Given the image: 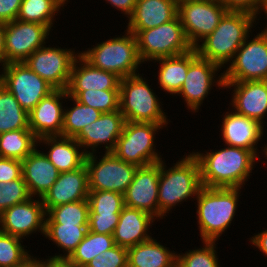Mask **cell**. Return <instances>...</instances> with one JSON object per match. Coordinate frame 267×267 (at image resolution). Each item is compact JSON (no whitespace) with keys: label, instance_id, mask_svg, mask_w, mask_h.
Instances as JSON below:
<instances>
[{"label":"cell","instance_id":"obj_1","mask_svg":"<svg viewBox=\"0 0 267 267\" xmlns=\"http://www.w3.org/2000/svg\"><path fill=\"white\" fill-rule=\"evenodd\" d=\"M200 167V180L203 187L241 188L252 175L258 158L251 150L225 146L217 151L192 152Z\"/></svg>","mask_w":267,"mask_h":267},{"label":"cell","instance_id":"obj_2","mask_svg":"<svg viewBox=\"0 0 267 267\" xmlns=\"http://www.w3.org/2000/svg\"><path fill=\"white\" fill-rule=\"evenodd\" d=\"M256 20L259 19L249 12L228 11L214 31L195 47L198 55L225 68L252 33Z\"/></svg>","mask_w":267,"mask_h":267},{"label":"cell","instance_id":"obj_3","mask_svg":"<svg viewBox=\"0 0 267 267\" xmlns=\"http://www.w3.org/2000/svg\"><path fill=\"white\" fill-rule=\"evenodd\" d=\"M241 188L201 187L197 196V220L202 241H217L230 227Z\"/></svg>","mask_w":267,"mask_h":267},{"label":"cell","instance_id":"obj_4","mask_svg":"<svg viewBox=\"0 0 267 267\" xmlns=\"http://www.w3.org/2000/svg\"><path fill=\"white\" fill-rule=\"evenodd\" d=\"M182 158L168 169H166V163L163 160L160 161L159 219H163V216L177 204H182L181 202H186L191 197L196 198L194 196H197L202 187L197 159L192 153Z\"/></svg>","mask_w":267,"mask_h":267},{"label":"cell","instance_id":"obj_5","mask_svg":"<svg viewBox=\"0 0 267 267\" xmlns=\"http://www.w3.org/2000/svg\"><path fill=\"white\" fill-rule=\"evenodd\" d=\"M79 54L92 66L112 72L121 79L138 75V67L143 63L139 56L136 37L128 30L122 37L110 38Z\"/></svg>","mask_w":267,"mask_h":267},{"label":"cell","instance_id":"obj_6","mask_svg":"<svg viewBox=\"0 0 267 267\" xmlns=\"http://www.w3.org/2000/svg\"><path fill=\"white\" fill-rule=\"evenodd\" d=\"M141 74L120 81L119 110L125 121L168 124L159 98Z\"/></svg>","mask_w":267,"mask_h":267},{"label":"cell","instance_id":"obj_7","mask_svg":"<svg viewBox=\"0 0 267 267\" xmlns=\"http://www.w3.org/2000/svg\"><path fill=\"white\" fill-rule=\"evenodd\" d=\"M167 124L125 121L112 153L122 161L144 167L158 163L161 155L155 150V134Z\"/></svg>","mask_w":267,"mask_h":267},{"label":"cell","instance_id":"obj_8","mask_svg":"<svg viewBox=\"0 0 267 267\" xmlns=\"http://www.w3.org/2000/svg\"><path fill=\"white\" fill-rule=\"evenodd\" d=\"M135 37L142 62L178 56L193 49L185 36L178 15L167 23L139 31Z\"/></svg>","mask_w":267,"mask_h":267},{"label":"cell","instance_id":"obj_9","mask_svg":"<svg viewBox=\"0 0 267 267\" xmlns=\"http://www.w3.org/2000/svg\"><path fill=\"white\" fill-rule=\"evenodd\" d=\"M104 153L101 159L94 153L86 155L89 190L124 194L133 181L138 166L122 161L112 152Z\"/></svg>","mask_w":267,"mask_h":267},{"label":"cell","instance_id":"obj_10","mask_svg":"<svg viewBox=\"0 0 267 267\" xmlns=\"http://www.w3.org/2000/svg\"><path fill=\"white\" fill-rule=\"evenodd\" d=\"M228 11L219 0H189L178 3L177 15L189 44L195 48Z\"/></svg>","mask_w":267,"mask_h":267},{"label":"cell","instance_id":"obj_11","mask_svg":"<svg viewBox=\"0 0 267 267\" xmlns=\"http://www.w3.org/2000/svg\"><path fill=\"white\" fill-rule=\"evenodd\" d=\"M245 39L229 67L223 71L224 82L267 80V32Z\"/></svg>","mask_w":267,"mask_h":267},{"label":"cell","instance_id":"obj_12","mask_svg":"<svg viewBox=\"0 0 267 267\" xmlns=\"http://www.w3.org/2000/svg\"><path fill=\"white\" fill-rule=\"evenodd\" d=\"M0 83L13 94L20 106L29 113L54 88L33 72L24 62L1 67Z\"/></svg>","mask_w":267,"mask_h":267},{"label":"cell","instance_id":"obj_13","mask_svg":"<svg viewBox=\"0 0 267 267\" xmlns=\"http://www.w3.org/2000/svg\"><path fill=\"white\" fill-rule=\"evenodd\" d=\"M219 69L221 70V67L218 64L201 58L195 48L189 51V68L186 79L177 95L181 94L187 108L192 112H198L199 106L202 105L203 100L210 94V90L215 84L219 89L220 87L224 89L223 73H220L218 79L215 77Z\"/></svg>","mask_w":267,"mask_h":267},{"label":"cell","instance_id":"obj_14","mask_svg":"<svg viewBox=\"0 0 267 267\" xmlns=\"http://www.w3.org/2000/svg\"><path fill=\"white\" fill-rule=\"evenodd\" d=\"M79 52L75 50L43 46L35 50L24 63L54 89L66 90L71 68Z\"/></svg>","mask_w":267,"mask_h":267},{"label":"cell","instance_id":"obj_15","mask_svg":"<svg viewBox=\"0 0 267 267\" xmlns=\"http://www.w3.org/2000/svg\"><path fill=\"white\" fill-rule=\"evenodd\" d=\"M50 35L46 25L14 20L5 24V64L24 62L43 47Z\"/></svg>","mask_w":267,"mask_h":267},{"label":"cell","instance_id":"obj_16","mask_svg":"<svg viewBox=\"0 0 267 267\" xmlns=\"http://www.w3.org/2000/svg\"><path fill=\"white\" fill-rule=\"evenodd\" d=\"M13 205L0 214V231L24 239L36 231L44 235L46 211L42 199Z\"/></svg>","mask_w":267,"mask_h":267},{"label":"cell","instance_id":"obj_17","mask_svg":"<svg viewBox=\"0 0 267 267\" xmlns=\"http://www.w3.org/2000/svg\"><path fill=\"white\" fill-rule=\"evenodd\" d=\"M159 175L160 161L138 167L133 181L123 194L124 206L142 210L159 219Z\"/></svg>","mask_w":267,"mask_h":267},{"label":"cell","instance_id":"obj_18","mask_svg":"<svg viewBox=\"0 0 267 267\" xmlns=\"http://www.w3.org/2000/svg\"><path fill=\"white\" fill-rule=\"evenodd\" d=\"M67 98L66 90L54 89L28 113L29 129L38 139L62 136L65 108L61 101Z\"/></svg>","mask_w":267,"mask_h":267},{"label":"cell","instance_id":"obj_19","mask_svg":"<svg viewBox=\"0 0 267 267\" xmlns=\"http://www.w3.org/2000/svg\"><path fill=\"white\" fill-rule=\"evenodd\" d=\"M125 119L120 110L111 113H102L100 117L86 125L74 138L88 155L97 151L98 146L104 145L106 151L115 149L118 138L122 133ZM90 150H87V149Z\"/></svg>","mask_w":267,"mask_h":267},{"label":"cell","instance_id":"obj_20","mask_svg":"<svg viewBox=\"0 0 267 267\" xmlns=\"http://www.w3.org/2000/svg\"><path fill=\"white\" fill-rule=\"evenodd\" d=\"M227 87L234 89L232 110L263 125L267 114V80L224 82V88Z\"/></svg>","mask_w":267,"mask_h":267},{"label":"cell","instance_id":"obj_21","mask_svg":"<svg viewBox=\"0 0 267 267\" xmlns=\"http://www.w3.org/2000/svg\"><path fill=\"white\" fill-rule=\"evenodd\" d=\"M89 195L86 165L67 172H61L56 182L41 198L45 211L61 204L85 200Z\"/></svg>","mask_w":267,"mask_h":267},{"label":"cell","instance_id":"obj_22","mask_svg":"<svg viewBox=\"0 0 267 267\" xmlns=\"http://www.w3.org/2000/svg\"><path fill=\"white\" fill-rule=\"evenodd\" d=\"M223 116L220 130L225 145L251 150L259 158L257 144L263 136L264 125L234 110Z\"/></svg>","mask_w":267,"mask_h":267},{"label":"cell","instance_id":"obj_23","mask_svg":"<svg viewBox=\"0 0 267 267\" xmlns=\"http://www.w3.org/2000/svg\"><path fill=\"white\" fill-rule=\"evenodd\" d=\"M177 13L176 0H137L126 30L136 35L173 20Z\"/></svg>","mask_w":267,"mask_h":267},{"label":"cell","instance_id":"obj_24","mask_svg":"<svg viewBox=\"0 0 267 267\" xmlns=\"http://www.w3.org/2000/svg\"><path fill=\"white\" fill-rule=\"evenodd\" d=\"M155 220L157 219L147 212L124 206L113 233L114 243L128 249L151 239L148 231Z\"/></svg>","mask_w":267,"mask_h":267},{"label":"cell","instance_id":"obj_25","mask_svg":"<svg viewBox=\"0 0 267 267\" xmlns=\"http://www.w3.org/2000/svg\"><path fill=\"white\" fill-rule=\"evenodd\" d=\"M22 177L32 197L42 198L56 182L59 171L44 152L35 149L22 161Z\"/></svg>","mask_w":267,"mask_h":267},{"label":"cell","instance_id":"obj_26","mask_svg":"<svg viewBox=\"0 0 267 267\" xmlns=\"http://www.w3.org/2000/svg\"><path fill=\"white\" fill-rule=\"evenodd\" d=\"M120 81L116 74L92 66L79 54L73 62L66 91L119 90Z\"/></svg>","mask_w":267,"mask_h":267},{"label":"cell","instance_id":"obj_27","mask_svg":"<svg viewBox=\"0 0 267 267\" xmlns=\"http://www.w3.org/2000/svg\"><path fill=\"white\" fill-rule=\"evenodd\" d=\"M38 143L39 146L43 143L50 147L44 154L60 173L76 170L85 164L87 154L74 138L45 136L39 138Z\"/></svg>","mask_w":267,"mask_h":267},{"label":"cell","instance_id":"obj_28","mask_svg":"<svg viewBox=\"0 0 267 267\" xmlns=\"http://www.w3.org/2000/svg\"><path fill=\"white\" fill-rule=\"evenodd\" d=\"M127 251L128 267H173L177 262V253L154 238L134 245Z\"/></svg>","mask_w":267,"mask_h":267},{"label":"cell","instance_id":"obj_29","mask_svg":"<svg viewBox=\"0 0 267 267\" xmlns=\"http://www.w3.org/2000/svg\"><path fill=\"white\" fill-rule=\"evenodd\" d=\"M159 62L158 83L163 91L178 94L186 79L189 68V52L173 57H162Z\"/></svg>","mask_w":267,"mask_h":267},{"label":"cell","instance_id":"obj_30","mask_svg":"<svg viewBox=\"0 0 267 267\" xmlns=\"http://www.w3.org/2000/svg\"><path fill=\"white\" fill-rule=\"evenodd\" d=\"M38 144V138L30 129H19L0 134V157L22 161Z\"/></svg>","mask_w":267,"mask_h":267},{"label":"cell","instance_id":"obj_31","mask_svg":"<svg viewBox=\"0 0 267 267\" xmlns=\"http://www.w3.org/2000/svg\"><path fill=\"white\" fill-rule=\"evenodd\" d=\"M88 231V225H64L45 224L44 236L52 240L57 247L63 249L66 254H59L51 258H68L84 239Z\"/></svg>","mask_w":267,"mask_h":267},{"label":"cell","instance_id":"obj_32","mask_svg":"<svg viewBox=\"0 0 267 267\" xmlns=\"http://www.w3.org/2000/svg\"><path fill=\"white\" fill-rule=\"evenodd\" d=\"M19 129H29L28 113L0 83V134Z\"/></svg>","mask_w":267,"mask_h":267},{"label":"cell","instance_id":"obj_33","mask_svg":"<svg viewBox=\"0 0 267 267\" xmlns=\"http://www.w3.org/2000/svg\"><path fill=\"white\" fill-rule=\"evenodd\" d=\"M66 3V0H22L17 19L46 25L51 30L54 16Z\"/></svg>","mask_w":267,"mask_h":267},{"label":"cell","instance_id":"obj_34","mask_svg":"<svg viewBox=\"0 0 267 267\" xmlns=\"http://www.w3.org/2000/svg\"><path fill=\"white\" fill-rule=\"evenodd\" d=\"M114 245L113 235L97 234L88 230L84 239L67 259L79 267H85L96 255L107 251Z\"/></svg>","mask_w":267,"mask_h":267},{"label":"cell","instance_id":"obj_35","mask_svg":"<svg viewBox=\"0 0 267 267\" xmlns=\"http://www.w3.org/2000/svg\"><path fill=\"white\" fill-rule=\"evenodd\" d=\"M88 200L61 204L46 212L45 224L88 225Z\"/></svg>","mask_w":267,"mask_h":267},{"label":"cell","instance_id":"obj_36","mask_svg":"<svg viewBox=\"0 0 267 267\" xmlns=\"http://www.w3.org/2000/svg\"><path fill=\"white\" fill-rule=\"evenodd\" d=\"M68 100H73L74 106L64 109L62 136L75 138L86 125L96 121L102 113L88 105L81 104L72 97L68 96Z\"/></svg>","mask_w":267,"mask_h":267},{"label":"cell","instance_id":"obj_37","mask_svg":"<svg viewBox=\"0 0 267 267\" xmlns=\"http://www.w3.org/2000/svg\"><path fill=\"white\" fill-rule=\"evenodd\" d=\"M69 97L83 105H88L101 113H111L119 110V90L67 91Z\"/></svg>","mask_w":267,"mask_h":267},{"label":"cell","instance_id":"obj_38","mask_svg":"<svg viewBox=\"0 0 267 267\" xmlns=\"http://www.w3.org/2000/svg\"><path fill=\"white\" fill-rule=\"evenodd\" d=\"M21 242V238L0 231V267H23L33 259Z\"/></svg>","mask_w":267,"mask_h":267},{"label":"cell","instance_id":"obj_39","mask_svg":"<svg viewBox=\"0 0 267 267\" xmlns=\"http://www.w3.org/2000/svg\"><path fill=\"white\" fill-rule=\"evenodd\" d=\"M203 247L177 255L180 267H220L215 241H202Z\"/></svg>","mask_w":267,"mask_h":267},{"label":"cell","instance_id":"obj_40","mask_svg":"<svg viewBox=\"0 0 267 267\" xmlns=\"http://www.w3.org/2000/svg\"><path fill=\"white\" fill-rule=\"evenodd\" d=\"M89 212L100 215L120 214L124 207V197L121 193L111 191L89 190Z\"/></svg>","mask_w":267,"mask_h":267},{"label":"cell","instance_id":"obj_41","mask_svg":"<svg viewBox=\"0 0 267 267\" xmlns=\"http://www.w3.org/2000/svg\"><path fill=\"white\" fill-rule=\"evenodd\" d=\"M31 197L22 176L10 182H0V214L9 207L22 203Z\"/></svg>","mask_w":267,"mask_h":267},{"label":"cell","instance_id":"obj_42","mask_svg":"<svg viewBox=\"0 0 267 267\" xmlns=\"http://www.w3.org/2000/svg\"><path fill=\"white\" fill-rule=\"evenodd\" d=\"M85 267H128V251L115 244L96 255Z\"/></svg>","mask_w":267,"mask_h":267},{"label":"cell","instance_id":"obj_43","mask_svg":"<svg viewBox=\"0 0 267 267\" xmlns=\"http://www.w3.org/2000/svg\"><path fill=\"white\" fill-rule=\"evenodd\" d=\"M120 214L100 215L89 212L88 230L97 234L113 235L119 222Z\"/></svg>","mask_w":267,"mask_h":267},{"label":"cell","instance_id":"obj_44","mask_svg":"<svg viewBox=\"0 0 267 267\" xmlns=\"http://www.w3.org/2000/svg\"><path fill=\"white\" fill-rule=\"evenodd\" d=\"M219 1L229 11L249 12L257 17L264 10L266 0H219Z\"/></svg>","mask_w":267,"mask_h":267},{"label":"cell","instance_id":"obj_45","mask_svg":"<svg viewBox=\"0 0 267 267\" xmlns=\"http://www.w3.org/2000/svg\"><path fill=\"white\" fill-rule=\"evenodd\" d=\"M22 176V162L0 157V182H10Z\"/></svg>","mask_w":267,"mask_h":267},{"label":"cell","instance_id":"obj_46","mask_svg":"<svg viewBox=\"0 0 267 267\" xmlns=\"http://www.w3.org/2000/svg\"><path fill=\"white\" fill-rule=\"evenodd\" d=\"M22 0H0V23H9L17 19Z\"/></svg>","mask_w":267,"mask_h":267},{"label":"cell","instance_id":"obj_47","mask_svg":"<svg viewBox=\"0 0 267 267\" xmlns=\"http://www.w3.org/2000/svg\"><path fill=\"white\" fill-rule=\"evenodd\" d=\"M35 267H79L71 263L67 258H48L40 260L35 257Z\"/></svg>","mask_w":267,"mask_h":267},{"label":"cell","instance_id":"obj_48","mask_svg":"<svg viewBox=\"0 0 267 267\" xmlns=\"http://www.w3.org/2000/svg\"><path fill=\"white\" fill-rule=\"evenodd\" d=\"M112 7H115L117 10H121V13L130 17L133 13L134 7L136 6L137 0H106Z\"/></svg>","mask_w":267,"mask_h":267},{"label":"cell","instance_id":"obj_49","mask_svg":"<svg viewBox=\"0 0 267 267\" xmlns=\"http://www.w3.org/2000/svg\"><path fill=\"white\" fill-rule=\"evenodd\" d=\"M249 242L263 252L265 256H267V229H265V231L263 230V232L255 234L252 236V238L250 237Z\"/></svg>","mask_w":267,"mask_h":267},{"label":"cell","instance_id":"obj_50","mask_svg":"<svg viewBox=\"0 0 267 267\" xmlns=\"http://www.w3.org/2000/svg\"><path fill=\"white\" fill-rule=\"evenodd\" d=\"M5 24L0 23V65H5Z\"/></svg>","mask_w":267,"mask_h":267},{"label":"cell","instance_id":"obj_51","mask_svg":"<svg viewBox=\"0 0 267 267\" xmlns=\"http://www.w3.org/2000/svg\"><path fill=\"white\" fill-rule=\"evenodd\" d=\"M23 267H35V257L27 265Z\"/></svg>","mask_w":267,"mask_h":267},{"label":"cell","instance_id":"obj_52","mask_svg":"<svg viewBox=\"0 0 267 267\" xmlns=\"http://www.w3.org/2000/svg\"><path fill=\"white\" fill-rule=\"evenodd\" d=\"M264 13L266 14L265 16H267V0L265 1ZM266 26H267V25H266ZM264 31L267 32V27H265Z\"/></svg>","mask_w":267,"mask_h":267},{"label":"cell","instance_id":"obj_53","mask_svg":"<svg viewBox=\"0 0 267 267\" xmlns=\"http://www.w3.org/2000/svg\"><path fill=\"white\" fill-rule=\"evenodd\" d=\"M263 152H264V155H265L264 157H266V159H267V144L264 147Z\"/></svg>","mask_w":267,"mask_h":267},{"label":"cell","instance_id":"obj_54","mask_svg":"<svg viewBox=\"0 0 267 267\" xmlns=\"http://www.w3.org/2000/svg\"><path fill=\"white\" fill-rule=\"evenodd\" d=\"M176 1H177V3H180L182 1H189V0H176Z\"/></svg>","mask_w":267,"mask_h":267},{"label":"cell","instance_id":"obj_55","mask_svg":"<svg viewBox=\"0 0 267 267\" xmlns=\"http://www.w3.org/2000/svg\"><path fill=\"white\" fill-rule=\"evenodd\" d=\"M173 267H180L177 263Z\"/></svg>","mask_w":267,"mask_h":267}]
</instances>
